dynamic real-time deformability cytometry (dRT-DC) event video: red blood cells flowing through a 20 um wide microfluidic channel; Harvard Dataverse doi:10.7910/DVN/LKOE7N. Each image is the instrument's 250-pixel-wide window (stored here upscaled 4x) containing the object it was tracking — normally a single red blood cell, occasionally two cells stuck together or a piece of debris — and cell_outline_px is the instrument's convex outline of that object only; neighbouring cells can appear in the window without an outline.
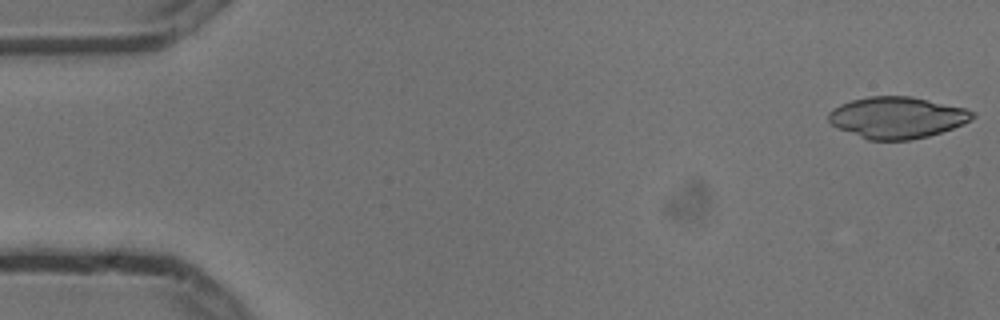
{"species": "common noctule bat (a hibernating species)", "species_latin": "Nyctalus noctula", "temperature_condition": "cold", "stored_images_in_passage": 5, "camera_frame_rate_fps": 3000, "um_per_image_px": 0.085, "animal": {"sex": "male", "body_mass_g": 13.3}, "frame": {"image": 1, "passage_image": 1, "time_ms": 0.0, "image_size_px": [1000, 320], "cell_outline_px": [[976, 116], [964, 124], [928, 136], [908, 140], [868, 140], [840, 128], [832, 124], [828, 120], [828, 112], [840, 104], [852, 100], [868, 96], [912, 96], [964, 108], [976, 112]], "centroid_in_image_um": [76.26, 9.98], "position_along_channel_um": 8.7, "area_um2": 34.62}}